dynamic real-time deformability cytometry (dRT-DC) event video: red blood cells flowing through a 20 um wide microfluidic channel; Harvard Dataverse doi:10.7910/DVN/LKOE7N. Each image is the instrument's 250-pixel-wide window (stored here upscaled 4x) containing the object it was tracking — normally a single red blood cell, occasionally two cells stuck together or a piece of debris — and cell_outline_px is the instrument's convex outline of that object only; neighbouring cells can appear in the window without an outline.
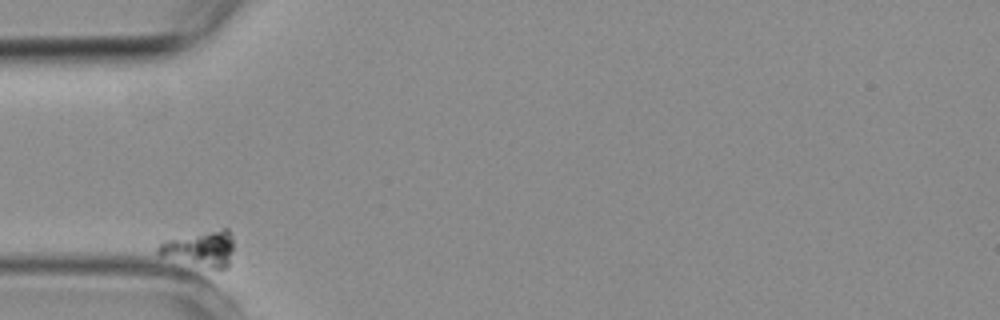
{"species": "common noctule bat (a hibernating species)", "species_latin": "Nyctalus noctula", "temperature_condition": "room temperature", "stored_images_in_passage": 2, "camera_frame_rate_fps": 3000, "um_per_image_px": 0.085, "animal": {"sex": "female", "body_mass_g": 19.3, "forearm_length_mm": 54.1}, "frame": {"image": 1, "passage_image": 1, "time_ms": 0.0, "image_size_px": [1000, 320], "cell_outline_px": [[232, 252], [228, 268], [212, 268], [160, 256], [156, 252], [156, 248], [164, 240], [224, 228], [228, 228], [232, 236]], "centroid_in_image_um": [17.03, 21.13], "position_along_channel_um": 68.0, "area_um2": 15.43}}